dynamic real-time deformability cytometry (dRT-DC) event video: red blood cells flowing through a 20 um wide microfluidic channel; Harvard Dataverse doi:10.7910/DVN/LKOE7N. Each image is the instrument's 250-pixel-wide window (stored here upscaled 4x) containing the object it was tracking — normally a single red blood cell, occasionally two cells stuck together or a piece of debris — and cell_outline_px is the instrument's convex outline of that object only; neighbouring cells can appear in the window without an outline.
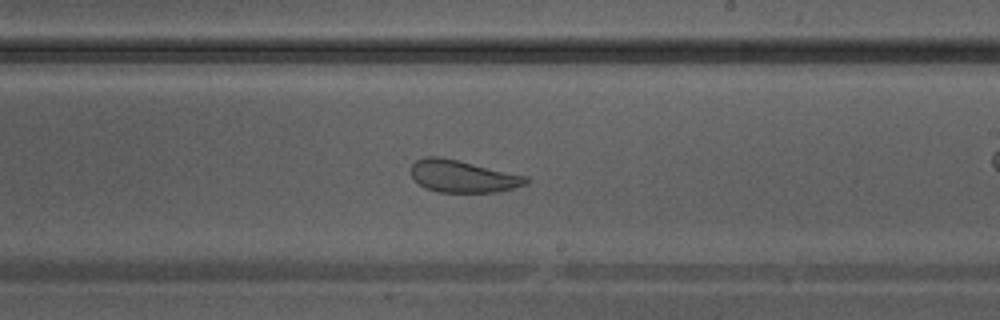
{"species": "Egyptian fruit bat (a non-hibernating species)", "species_latin": "Rousettus aegyptiacus", "temperature_condition": "warm", "stored_images_in_passage": 30, "camera_frame_rate_fps": 3000, "um_per_image_px": 0.085, "animal": {"sex": "male"}, "frame": {"image": 1, "passage_image": 13, "time_ms": 4.0, "image_size_px": [1000, 320], "cell_outline_px": [[528, 184], [496, 192], [440, 192], [424, 188], [412, 176], [412, 164], [416, 160], [424, 156], [440, 156], [528, 176]], "centroid_in_image_um": [39.34, 14.98], "position_along_channel_um": 249.7, "area_um2": 21.5}}